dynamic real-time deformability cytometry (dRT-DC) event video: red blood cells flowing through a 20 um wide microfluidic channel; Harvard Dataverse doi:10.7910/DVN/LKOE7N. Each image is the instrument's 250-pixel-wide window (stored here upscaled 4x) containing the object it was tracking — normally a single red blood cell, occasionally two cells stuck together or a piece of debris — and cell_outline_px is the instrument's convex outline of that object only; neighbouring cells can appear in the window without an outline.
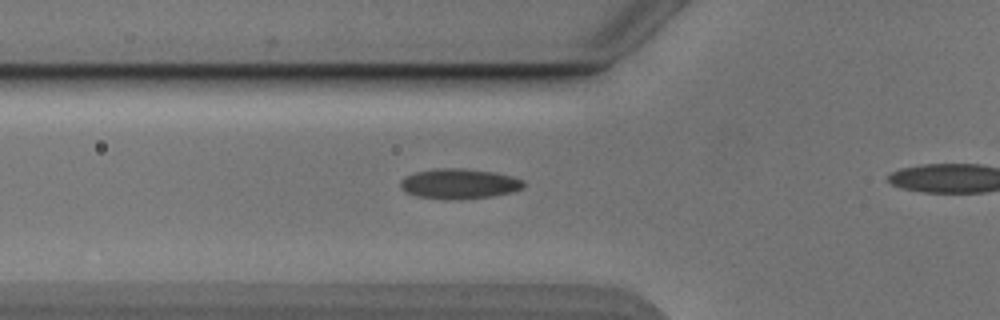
{"species": "Egyptian fruit bat (a non-hibernating species)", "species_latin": "Rousettus aegyptiacus", "temperature_condition": "cold", "stored_images_in_passage": 36, "camera_frame_rate_fps": 3000, "um_per_image_px": 0.085, "animal": {"sex": "male"}, "frame": {"image": 1, "passage_image": 11, "time_ms": 3.333, "image_size_px": [1000, 320], "cell_outline_px": [[524, 188], [512, 192], [492, 196], [456, 200], [444, 200], [416, 196], [404, 192], [400, 188], [400, 180], [404, 176], [416, 172], [432, 168], [464, 168], [496, 172], [512, 176], [524, 180]], "centroid_in_image_um": [39.0, 15.62], "position_along_channel_um": 86.8, "area_um2": 22.14}}
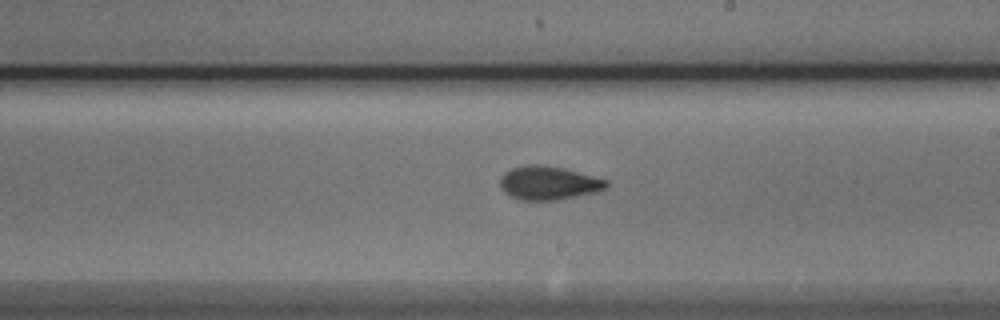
{"frame": {"image": 2, "passage_image": 23, "time_ms": 7.333, "image_size_px": [1000, 320], "cell_outline_px": [[608, 188], [596, 192], [556, 200], [520, 200], [504, 192], [500, 184], [500, 176], [504, 172], [512, 168], [528, 164], [540, 164], [564, 168], [608, 180]], "centroid_in_image_um": [46.63, 15.54], "position_along_channel_um": 242.4, "area_um2": 20.87}}
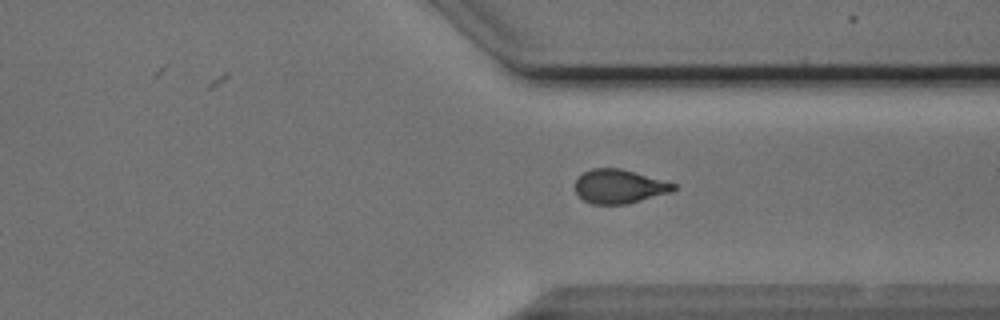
{"frame": {"image": 3, "passage_image": 32, "time_ms": 10.333, "image_size_px": [1000, 320], "cell_outline_px": [[676, 188], [672, 192], [628, 204], [592, 204], [584, 200], [576, 192], [576, 180], [584, 172], [592, 168], [620, 168], [676, 184]], "centroid_in_image_um": [52.64, 15.85], "position_along_channel_um": 358.8, "area_um2": 19.31}}